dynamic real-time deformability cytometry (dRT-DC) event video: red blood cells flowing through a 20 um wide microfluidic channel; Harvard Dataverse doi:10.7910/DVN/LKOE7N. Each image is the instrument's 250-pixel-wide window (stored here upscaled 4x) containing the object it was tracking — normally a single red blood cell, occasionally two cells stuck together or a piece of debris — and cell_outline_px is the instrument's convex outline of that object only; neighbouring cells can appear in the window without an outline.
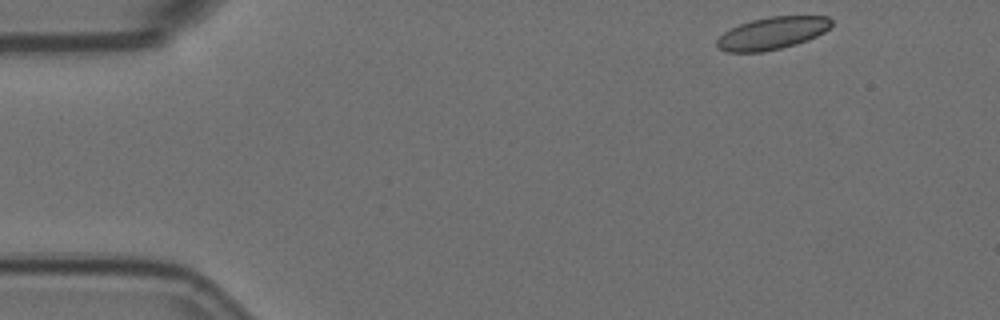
{"species": "Egyptian fruit bat (a non-hibernating species)", "species_latin": "Rousettus aegyptiacus", "temperature_condition": "room temperature", "stored_images_in_passage": 3, "camera_frame_rate_fps": 3000, "um_per_image_px": 0.085, "animal": {"sex": "female"}, "frame": {"image": 1, "passage_image": 1, "time_ms": 0.0, "image_size_px": [1000, 320], "cell_outline_px": [[832, 24], [824, 32], [808, 40], [796, 44], [764, 52], [728, 52], [716, 48], [716, 40], [724, 32], [740, 24], [752, 20], [772, 16], [828, 16], [832, 20]], "centroid_in_image_um": [65.63, 2.83], "position_along_channel_um": 19.4, "area_um2": 21.56}}